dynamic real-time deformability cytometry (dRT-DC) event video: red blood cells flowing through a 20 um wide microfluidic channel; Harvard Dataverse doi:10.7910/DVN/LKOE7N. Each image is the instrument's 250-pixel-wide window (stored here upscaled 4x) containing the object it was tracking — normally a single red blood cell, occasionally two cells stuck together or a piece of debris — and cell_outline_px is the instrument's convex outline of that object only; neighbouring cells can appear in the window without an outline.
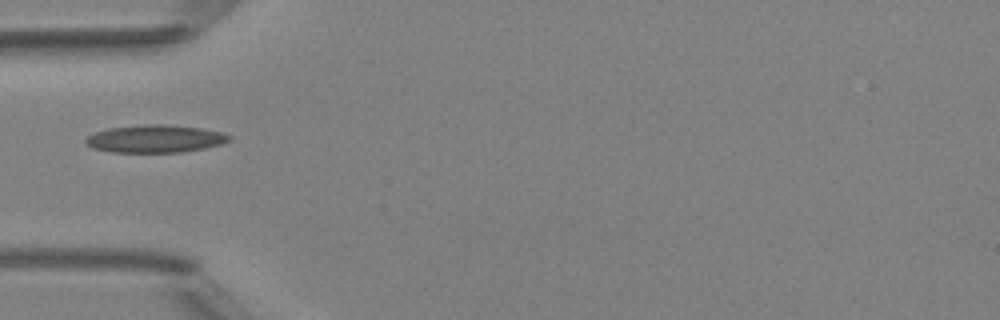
{"species": "Egyptian fruit bat (a non-hibernating species)", "species_latin": "Rousettus aegyptiacus", "temperature_condition": "room temperature", "stored_images_in_passage": 1, "camera_frame_rate_fps": 3000, "um_per_image_px": 0.085, "animal": {"sex": "female"}, "frame": {"image": 1, "passage_image": 1, "time_ms": 0.0, "image_size_px": [1000, 320], "cell_outline_px": [[232, 140], [220, 144], [204, 148], [180, 152], [112, 152], [92, 148], [84, 144], [84, 140], [88, 136], [96, 132], [108, 128], [144, 124], [164, 124], [200, 128], [220, 132], [232, 136]], "centroid_in_image_um": [13.16, 11.79], "position_along_channel_um": 71.8, "area_um2": 23.12}}